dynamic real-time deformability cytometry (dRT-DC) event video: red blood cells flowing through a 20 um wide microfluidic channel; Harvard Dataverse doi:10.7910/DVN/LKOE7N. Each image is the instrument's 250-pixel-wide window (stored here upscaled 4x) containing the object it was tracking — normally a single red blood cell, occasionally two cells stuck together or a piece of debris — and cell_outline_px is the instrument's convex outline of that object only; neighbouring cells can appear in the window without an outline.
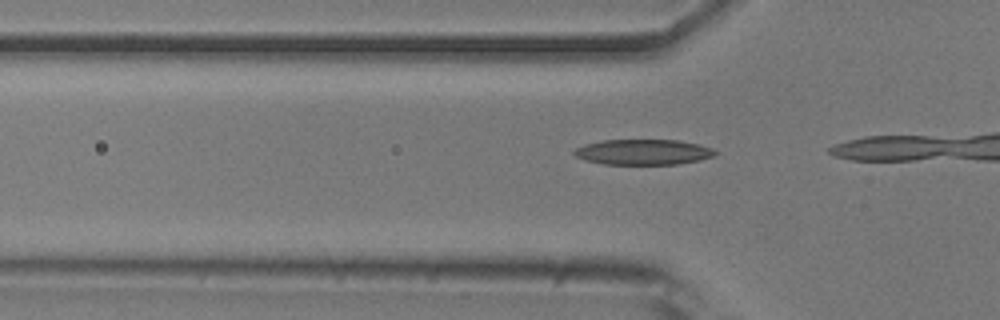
{"species": "common noctule bat (a hibernating species)", "species_latin": "Nyctalus noctula", "temperature_condition": "room temperature", "stored_images_in_passage": 7, "camera_frame_rate_fps": 3000, "um_per_image_px": 0.085, "animal": {"sex": "male", "body_mass_g": 20.5, "forearm_length_mm": 52.5}, "frame": {"image": 1, "passage_image": 5, "time_ms": 1.333, "image_size_px": [1000, 320], "cell_outline_px": [[716, 152], [712, 156], [700, 160], [676, 164], [604, 164], [584, 160], [576, 156], [572, 152], [576, 148], [584, 144], [600, 140], [680, 140], [700, 144], [712, 148]], "centroid_in_image_um": [54.65, 12.91], "position_along_channel_um": 71.2, "area_um2": 20.92}}